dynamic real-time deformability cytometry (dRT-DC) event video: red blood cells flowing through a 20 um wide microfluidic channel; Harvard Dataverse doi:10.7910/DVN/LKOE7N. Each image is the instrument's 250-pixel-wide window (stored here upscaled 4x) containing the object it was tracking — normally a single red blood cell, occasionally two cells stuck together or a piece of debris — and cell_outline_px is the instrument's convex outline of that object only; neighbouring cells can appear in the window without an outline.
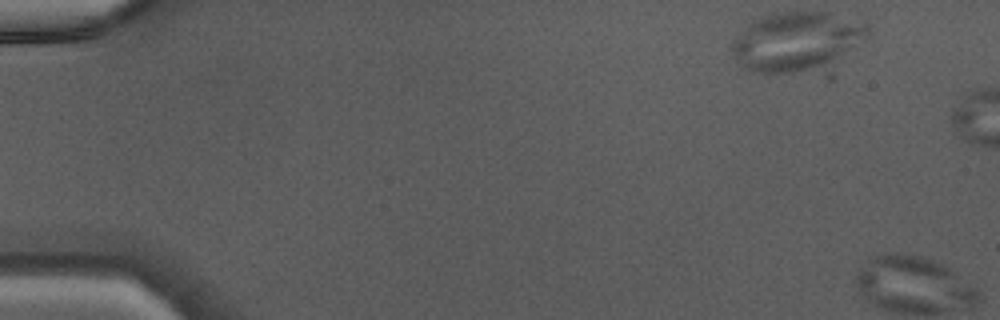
{"species": "Egyptian fruit bat (a non-hibernating species)", "species_latin": "Rousettus aegyptiacus", "temperature_condition": "warm", "stored_images_in_passage": 3, "segment_of_instrument_passage": [1, 2], "camera_frame_rate_fps": 3000, "um_per_image_px": 0.085, "animal": {"sex": "male"}, "frame": {"image": 1, "passage_image": 1, "time_ms": 0.0, "image_size_px": [1000, 320], "cell_outline_px": [[872, 36], [828, 60], [792, 72], [752, 72], [744, 68], [740, 64], [732, 52], [732, 40], [752, 20], [776, 12], [828, 12], [864, 20], [868, 24], [872, 32]], "centroid_in_image_um": [67.69, 3.42], "position_along_channel_um": 17.3, "area_um2": 45.32}}